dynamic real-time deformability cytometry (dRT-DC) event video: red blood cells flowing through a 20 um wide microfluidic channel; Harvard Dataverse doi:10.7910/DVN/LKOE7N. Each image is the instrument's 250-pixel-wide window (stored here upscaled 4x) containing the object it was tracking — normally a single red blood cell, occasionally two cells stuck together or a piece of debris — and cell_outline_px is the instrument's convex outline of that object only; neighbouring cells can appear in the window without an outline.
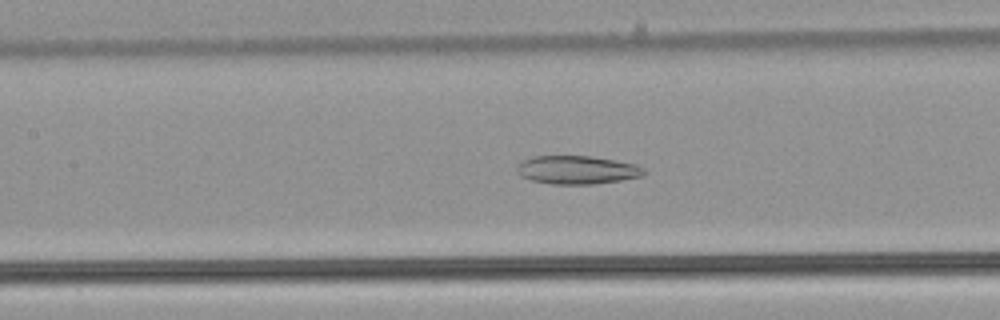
{"species": "common noctule bat (a hibernating species)", "species_latin": "Nyctalus noctula", "temperature_condition": "warm", "stored_images_in_passage": 53, "camera_frame_rate_fps": 3000, "um_per_image_px": 0.085, "animal": {"sex": "male", "body_mass_g": 21.5, "forearm_length_mm": 52.0}, "frame": {"image": 1, "passage_image": 25, "time_ms": 8.0, "image_size_px": [1000, 320], "cell_outline_px": [[648, 172], [644, 176], [620, 180], [592, 184], [552, 184], [532, 180], [520, 176], [516, 172], [516, 168], [524, 160], [532, 156], [592, 156], [636, 164], [644, 168]], "centroid_in_image_um": [49.08, 14.44], "position_along_channel_um": 158.3, "area_um2": 21.04}}
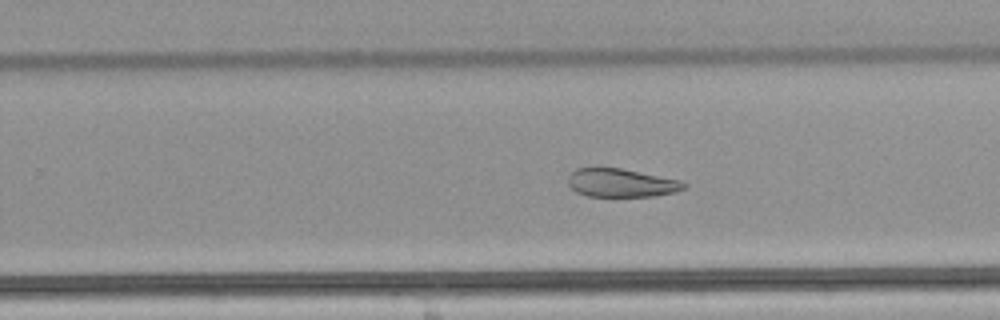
{"frame": {"image": 2, "passage_image": 34, "time_ms": 11.0, "image_size_px": [1000, 320], "cell_outline_px": [[688, 188], [676, 192], [656, 196], [588, 196], [576, 192], [568, 184], [568, 176], [576, 168], [620, 168], [680, 180], [688, 184]], "centroid_in_image_um": [52.84, 15.55], "position_along_channel_um": 277.0, "area_um2": 19.19}}
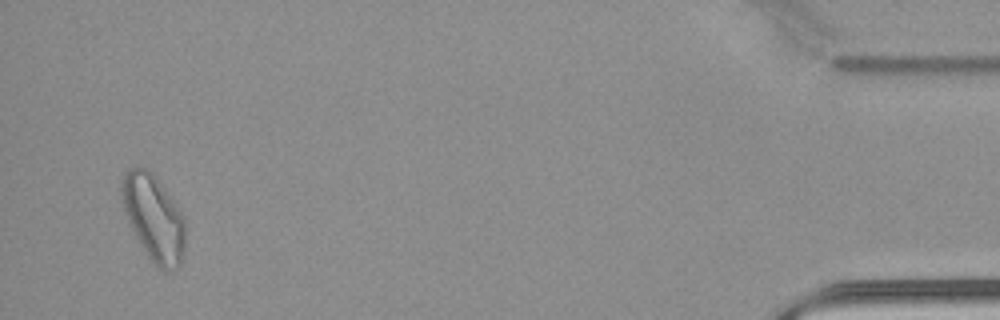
{"frame": {"image": 3, "passage_image": 51, "time_ms": 16.667, "image_size_px": [1000, 320], "cell_outline_px": [[184, 252], [180, 264], [176, 268], [164, 272], [152, 264], [136, 236], [128, 220], [120, 196], [120, 188], [124, 172], [132, 168], [148, 168], [156, 176], [180, 208], [184, 216]], "centroid_in_image_um": [13.07, 18.51], "position_along_channel_um": 422.1, "area_um2": 32.08}, "authors_computed_cell_mechanics": {"area_um2": 27.2238, "velocity_mm_per_s": 3.9746, "shape_relaxation_time_tau1_ms": null, "shape_relaxation_time_tau2_ms": 3.479, "deformation_change_tau1": null, "deformation_change_tau2": 0.1085}}